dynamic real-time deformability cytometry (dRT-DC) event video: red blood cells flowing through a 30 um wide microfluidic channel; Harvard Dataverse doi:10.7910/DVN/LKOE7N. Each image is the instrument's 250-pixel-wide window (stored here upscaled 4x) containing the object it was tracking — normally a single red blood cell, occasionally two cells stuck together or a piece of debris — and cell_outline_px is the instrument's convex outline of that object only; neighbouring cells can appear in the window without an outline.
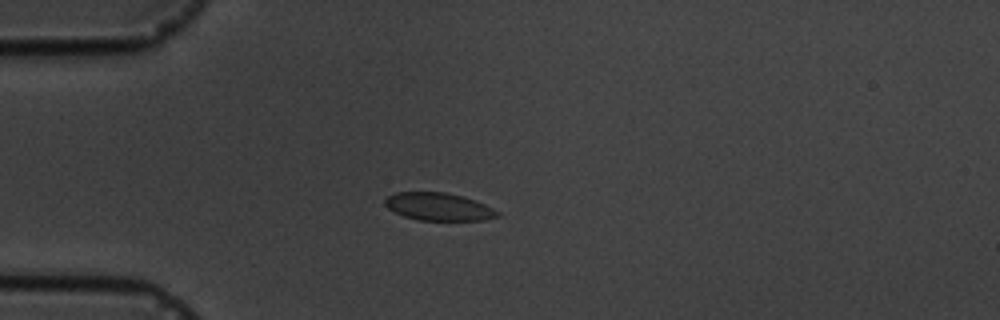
{"species": "common noctule bat (a hibernating species)", "species_latin": "Nyctalus noctula", "temperature_condition": "cold", "stored_images_in_passage": 3, "camera_frame_rate_fps": 3000, "um_per_image_px": 0.085, "animal": {"sex": "male", "body_mass_g": 19.5, "forearm_length_mm": 54.6}, "frame": {"image": 1, "passage_image": 1, "time_ms": 0.0, "image_size_px": [1000, 320], "cell_outline_px": [[500, 216], [484, 220], [420, 220], [404, 216], [388, 208], [384, 204], [384, 200], [388, 196], [396, 192], [444, 192], [464, 196], [476, 200], [500, 212]], "centroid_in_image_um": [37.3, 17.56], "position_along_channel_um": 47.7, "area_um2": 18.15}}
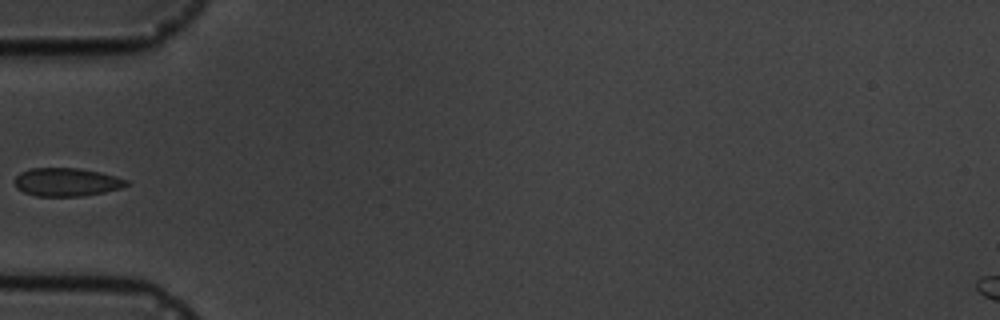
{"frame": {"image": 2, "passage_image": 2, "time_ms": 1.333, "image_size_px": [1000, 320], "cell_outline_px": [[128, 184], [120, 188], [104, 192], [80, 196], [36, 196], [24, 192], [16, 188], [16, 176], [20, 172], [32, 168], [80, 168], [100, 172], [116, 176], [128, 180]], "centroid_in_image_um": [5.66, 15.47], "position_along_channel_um": 79.3, "area_um2": 18.32}}
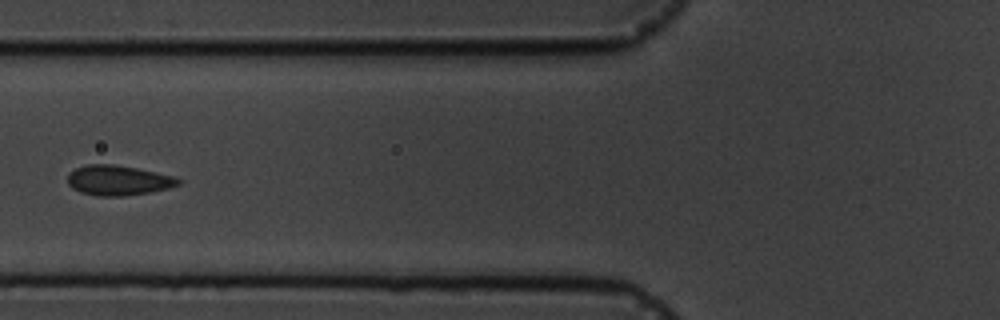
{"frame": {"image": 3, "passage_image": 3, "time_ms": 2.333, "image_size_px": [1000, 320], "cell_outline_px": [[184, 180], [180, 184], [168, 188], [152, 192], [124, 196], [96, 196], [80, 192], [72, 188], [68, 184], [68, 172], [84, 164], [112, 164], [136, 168], [156, 172], [172, 176]], "centroid_in_image_um": [10.04, 15.33], "position_along_channel_um": 115.8, "area_um2": 19.54}}